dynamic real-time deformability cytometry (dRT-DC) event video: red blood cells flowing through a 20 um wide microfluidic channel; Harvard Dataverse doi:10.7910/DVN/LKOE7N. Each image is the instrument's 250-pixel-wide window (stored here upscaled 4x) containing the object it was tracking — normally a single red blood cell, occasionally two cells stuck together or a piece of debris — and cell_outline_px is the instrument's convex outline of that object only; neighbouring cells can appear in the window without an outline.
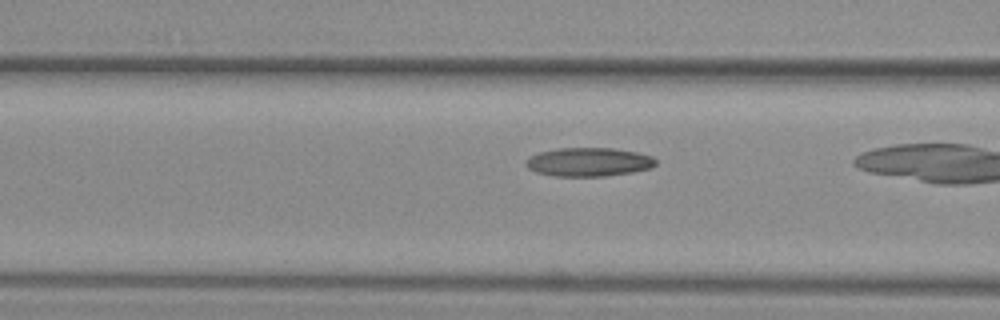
{"species": "common noctule bat (a hibernating species)", "species_latin": "Nyctalus noctula", "temperature_condition": "warm", "stored_images_in_passage": 29, "camera_frame_rate_fps": 3000, "um_per_image_px": 0.085, "animal": {"sex": "female", "body_mass_g": 29.2, "forearm_length_mm": 56.3}, "frame": {"image": 1, "passage_image": 9, "time_ms": 2.667, "image_size_px": [1000, 320], "cell_outline_px": [[656, 164], [652, 168], [632, 172], [604, 176], [556, 176], [536, 172], [528, 168], [528, 160], [532, 156], [540, 152], [556, 148], [612, 148], [636, 152], [652, 156], [656, 160]], "centroid_in_image_um": [50.09, 13.77], "position_along_channel_um": 116.5, "area_um2": 21.5}}